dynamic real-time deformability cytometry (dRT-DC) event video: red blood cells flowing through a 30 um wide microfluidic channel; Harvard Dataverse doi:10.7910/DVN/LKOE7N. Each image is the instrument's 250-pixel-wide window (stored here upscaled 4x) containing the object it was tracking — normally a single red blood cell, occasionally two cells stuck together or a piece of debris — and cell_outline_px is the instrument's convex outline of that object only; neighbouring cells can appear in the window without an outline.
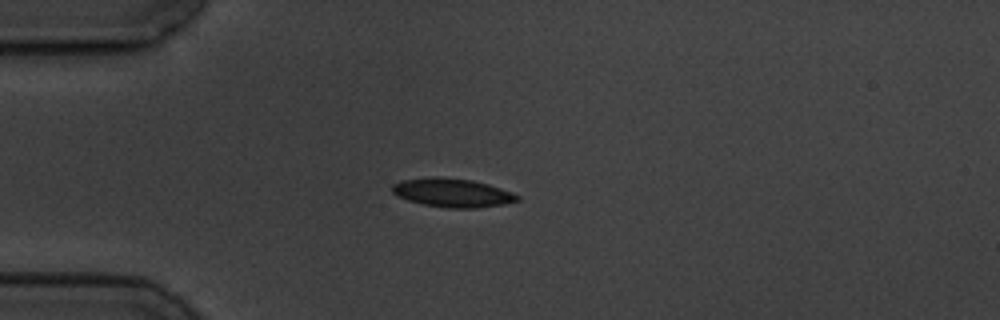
{"species": "common noctule bat (a hibernating species)", "species_latin": "Nyctalus noctula", "temperature_condition": "cold", "stored_images_in_passage": 10, "camera_frame_rate_fps": 3000, "um_per_image_px": 0.085, "animal": {"sex": "male", "body_mass_g": 19.5, "forearm_length_mm": 54.6}, "frame": {"image": 1, "passage_image": 3, "time_ms": 3.0, "image_size_px": [1000, 320], "cell_outline_px": [[520, 200], [504, 204], [476, 208], [448, 208], [424, 204], [408, 200], [396, 196], [392, 192], [392, 184], [400, 180], [432, 176], [436, 176], [472, 180], [488, 184], [512, 192], [520, 196]], "centroid_in_image_um": [38.43, 16.37], "position_along_channel_um": 46.6, "area_um2": 21.04}}
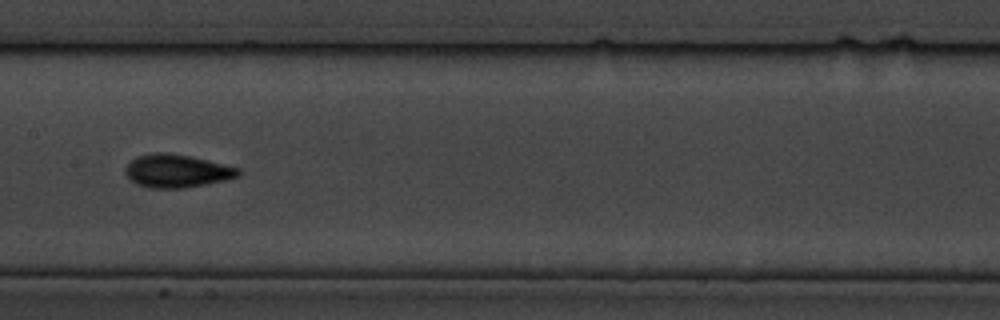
{"frame": {"image": 2, "passage_image": 7, "time_ms": 7.667, "image_size_px": [1000, 320], "cell_outline_px": [[240, 176], [224, 180], [184, 188], [152, 188], [136, 184], [124, 172], [124, 168], [136, 156], [152, 152], [168, 152], [192, 156], [240, 168]], "centroid_in_image_um": [15.02, 14.51], "position_along_channel_um": 192.4, "area_um2": 21.85}}
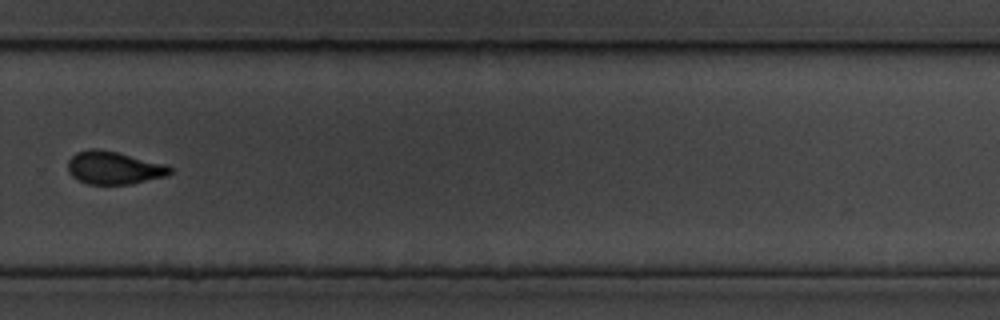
{"frame": {"image": 3, "passage_image": 10, "time_ms": 11.333, "image_size_px": [1000, 320], "cell_outline_px": [[172, 172], [164, 176], [132, 184], [88, 184], [72, 176], [68, 172], [68, 160], [76, 152], [92, 148], [100, 148], [164, 164], [172, 168]], "centroid_in_image_um": [9.64, 14.26], "position_along_channel_um": 320.2, "area_um2": 19.36}}